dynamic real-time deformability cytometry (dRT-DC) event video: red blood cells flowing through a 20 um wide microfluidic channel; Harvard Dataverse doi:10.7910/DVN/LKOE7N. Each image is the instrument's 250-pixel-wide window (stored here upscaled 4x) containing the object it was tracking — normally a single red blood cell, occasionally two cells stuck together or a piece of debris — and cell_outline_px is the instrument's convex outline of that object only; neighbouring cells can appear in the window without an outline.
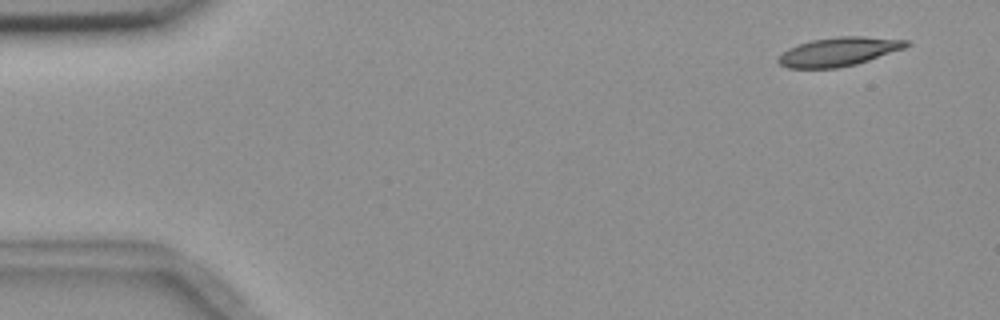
{"species": "common noctule bat (a hibernating species)", "species_latin": "Nyctalus noctula", "temperature_condition": "room temperature", "stored_images_in_passage": 5, "camera_frame_rate_fps": 3000, "um_per_image_px": 0.085, "animal": {"sex": "female", "body_mass_g": 18.4}, "frame": {"image": 1, "passage_image": 1, "time_ms": 0.0, "image_size_px": [1000, 320], "cell_outline_px": [[912, 44], [904, 48], [856, 64], [836, 68], [788, 68], [780, 64], [776, 60], [788, 48], [812, 40], [840, 36], [860, 36], [908, 40]], "centroid_in_image_um": [71.3, 4.39], "position_along_channel_um": 13.7, "area_um2": 21.21}}